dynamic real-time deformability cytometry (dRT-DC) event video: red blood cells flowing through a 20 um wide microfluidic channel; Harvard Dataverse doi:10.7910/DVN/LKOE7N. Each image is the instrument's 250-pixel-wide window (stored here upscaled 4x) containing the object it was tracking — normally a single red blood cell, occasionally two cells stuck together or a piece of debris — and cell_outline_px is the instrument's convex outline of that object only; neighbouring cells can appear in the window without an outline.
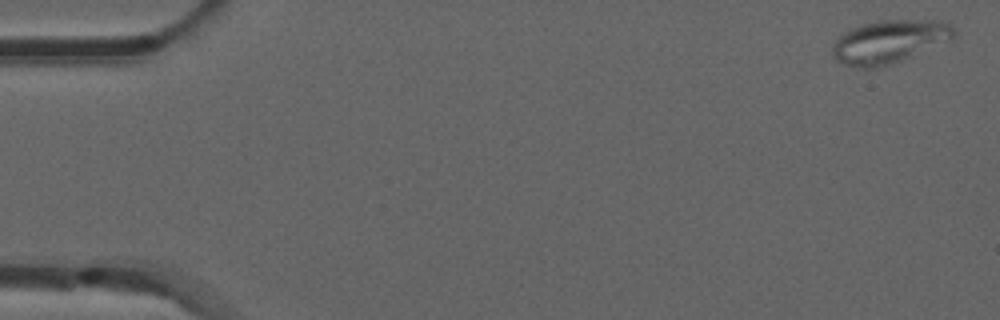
{"species": "common noctule bat (a hibernating species)", "species_latin": "Nyctalus noctula", "temperature_condition": "room temperature", "stored_images_in_passage": 53, "camera_frame_rate_fps": 3000, "um_per_image_px": 0.085, "animal": {"sex": "male", "forearm_length_mm": 52.5}, "frame": {"image": 1, "passage_image": 1, "time_ms": 0.0, "image_size_px": [1000, 320], "cell_outline_px": [[956, 36], [952, 40], [900, 60], [876, 68], [860, 68], [840, 64], [832, 56], [832, 48], [836, 40], [844, 32], [860, 24], [880, 20], [940, 20], [948, 24], [956, 32]], "centroid_in_image_um": [75.57, 3.53], "position_along_channel_um": 9.4, "area_um2": 30.52}}
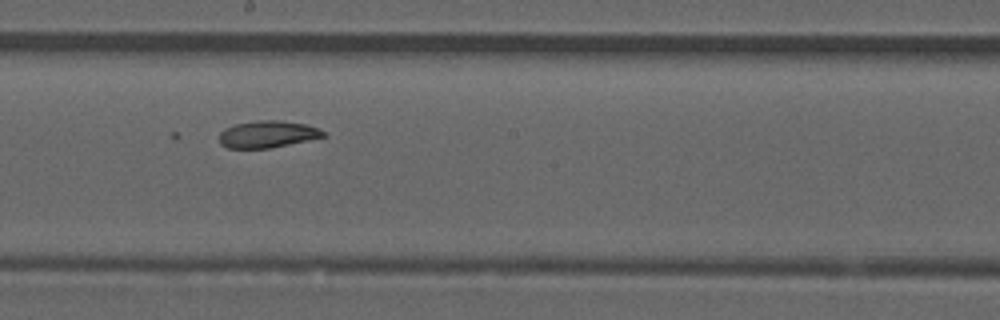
{"frame": {"image": 2, "passage_image": 29, "time_ms": 9.333, "image_size_px": [1000, 320], "cell_outline_px": [[328, 136], [268, 148], [228, 148], [220, 144], [220, 132], [224, 128], [236, 124], [260, 120], [280, 120], [304, 124], [320, 128]], "centroid_in_image_um": [22.75, 11.4], "position_along_channel_um": 225.5, "area_um2": 16.24}}
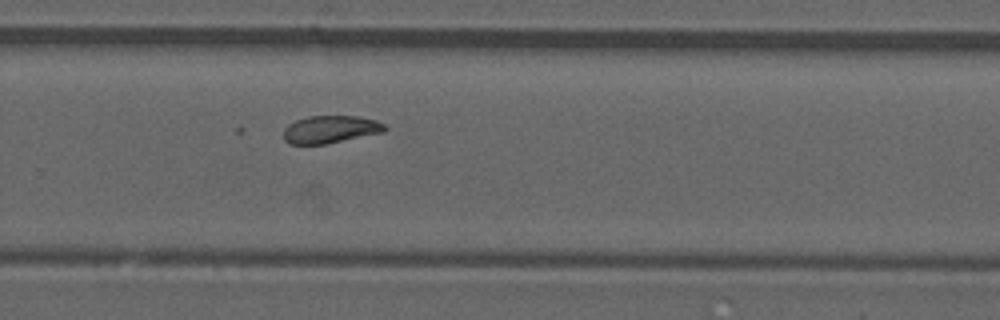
{"frame": {"image": 3, "passage_image": 35, "time_ms": 11.333, "image_size_px": [1000, 320], "cell_outline_px": [[388, 128], [384, 132], [324, 144], [288, 144], [284, 140], [284, 128], [288, 124], [296, 120], [308, 116], [360, 116], [376, 120], [384, 124]], "centroid_in_image_um": [28.08, 10.99], "position_along_channel_um": 301.7, "area_um2": 16.3}, "authors_computed_cell_mechanics": {"area_um2": 19.652, "velocity_mm_per_s": 3.8475, "shape_relaxation_time_tau1_ms": null, "shape_relaxation_time_tau2_ms": 4.583, "deformation_change_tau1": null, "deformation_change_tau2": 0.072}}